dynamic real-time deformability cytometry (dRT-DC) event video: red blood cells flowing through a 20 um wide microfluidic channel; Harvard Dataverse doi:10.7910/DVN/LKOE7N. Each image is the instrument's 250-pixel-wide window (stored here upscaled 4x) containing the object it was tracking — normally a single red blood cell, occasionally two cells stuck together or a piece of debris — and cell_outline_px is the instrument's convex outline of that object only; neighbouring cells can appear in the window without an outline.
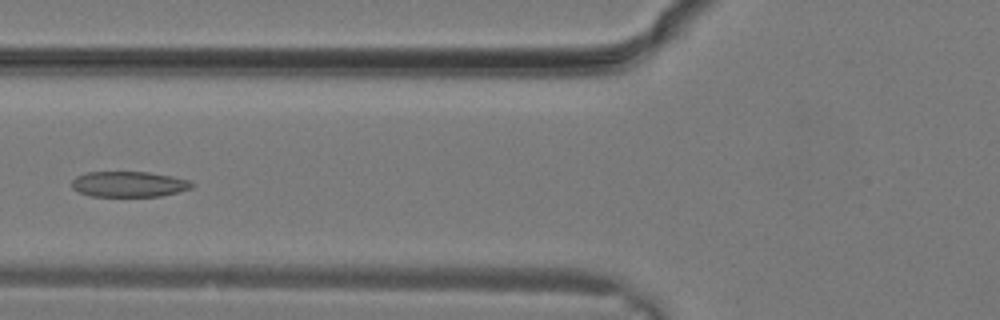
{"species": "common noctule bat (a hibernating species)", "species_latin": "Nyctalus noctula", "temperature_condition": "warm", "stored_images_in_passage": 11, "camera_frame_rate_fps": 3000, "um_per_image_px": 0.085, "animal": {"sex": "male", "body_mass_g": 19.2, "forearm_length_mm": 51.8}, "frame": {"image": 1, "passage_image": 10, "time_ms": 3.0, "image_size_px": [1000, 320], "cell_outline_px": [[196, 184], [192, 188], [160, 196], [92, 196], [80, 192], [72, 188], [72, 180], [76, 176], [88, 172], [148, 172], [172, 176], [188, 180]], "centroid_in_image_um": [10.97, 15.65], "position_along_channel_um": 114.8, "area_um2": 17.8}}